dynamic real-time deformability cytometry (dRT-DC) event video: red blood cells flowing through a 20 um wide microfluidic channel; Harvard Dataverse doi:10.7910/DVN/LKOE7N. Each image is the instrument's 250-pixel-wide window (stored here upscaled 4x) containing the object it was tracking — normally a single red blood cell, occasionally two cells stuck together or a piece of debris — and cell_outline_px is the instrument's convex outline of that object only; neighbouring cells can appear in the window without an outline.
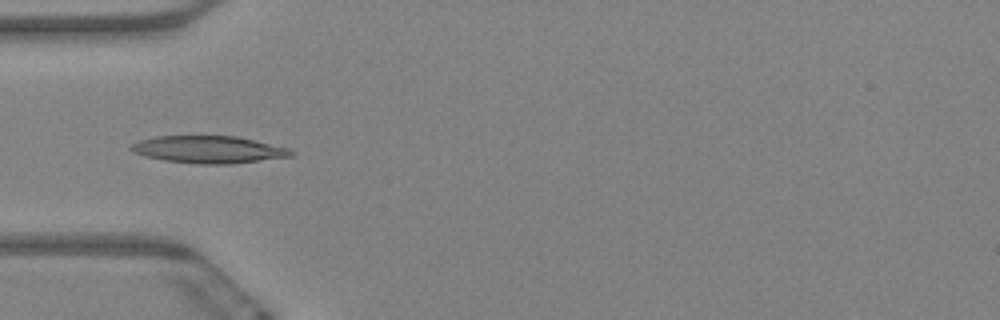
{"species": "Egyptian fruit bat (a non-hibernating species)", "species_latin": "Rousettus aegyptiacus", "temperature_condition": "warm", "stored_images_in_passage": 6, "camera_frame_rate_fps": 3000, "um_per_image_px": 0.085, "animal": {"sex": "female"}, "frame": {"image": 1, "passage_image": 5, "time_ms": 1.333, "image_size_px": [1000, 320], "cell_outline_px": [[296, 152], [292, 156], [228, 164], [200, 164], [164, 160], [144, 156], [132, 152], [128, 148], [132, 144], [140, 140], [156, 136], [236, 136], [288, 148]], "centroid_in_image_um": [17.7, 12.71], "position_along_channel_um": 67.3, "area_um2": 25.26}}
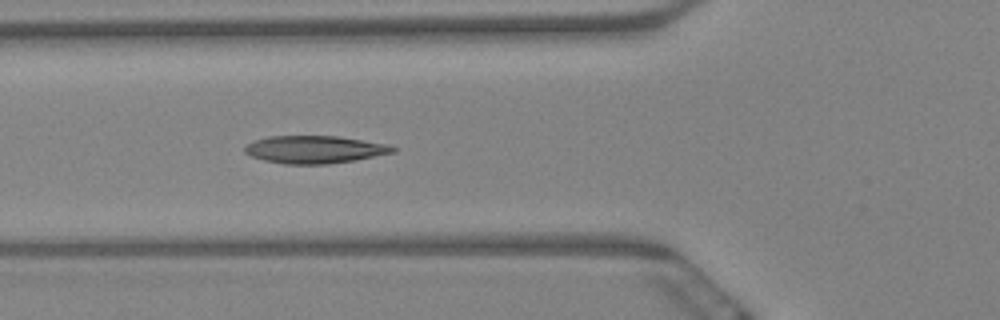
{"frame": {"image": 2, "passage_image": 6, "time_ms": 1.667, "image_size_px": [1000, 320], "cell_outline_px": [[400, 148], [396, 152], [356, 160], [328, 164], [284, 164], [264, 160], [252, 156], [244, 152], [244, 148], [252, 140], [268, 136], [340, 136], [388, 144]], "centroid_in_image_um": [26.79, 12.7], "position_along_channel_um": 99.0, "area_um2": 24.1}}